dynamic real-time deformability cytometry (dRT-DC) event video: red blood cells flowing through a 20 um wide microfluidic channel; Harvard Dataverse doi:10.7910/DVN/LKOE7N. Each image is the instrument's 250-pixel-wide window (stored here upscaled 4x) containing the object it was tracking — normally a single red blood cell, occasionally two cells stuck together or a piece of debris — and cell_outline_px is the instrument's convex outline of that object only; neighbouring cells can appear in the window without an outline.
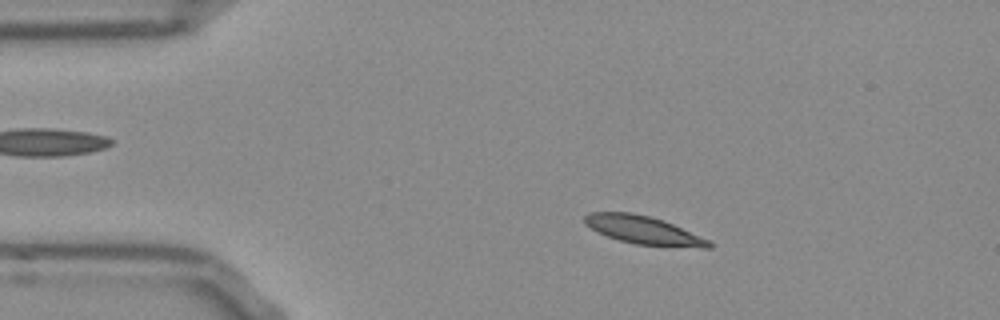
{"species": "Egyptian fruit bat (a non-hibernating species)", "species_latin": "Rousettus aegyptiacus", "temperature_condition": "room temperature", "stored_images_in_passage": 52, "camera_frame_rate_fps": 3000, "um_per_image_px": 0.085, "frame": {"image": 1, "passage_image": 9, "time_ms": 2.667, "image_size_px": [1000, 320], "cell_outline_px": [[716, 244], [712, 248], [704, 248], [636, 244], [620, 240], [596, 232], [584, 224], [584, 216], [588, 212], [632, 212], [664, 220], [712, 240]], "centroid_in_image_um": [54.75, 19.56], "position_along_channel_um": 30.2, "area_um2": 20.69}}
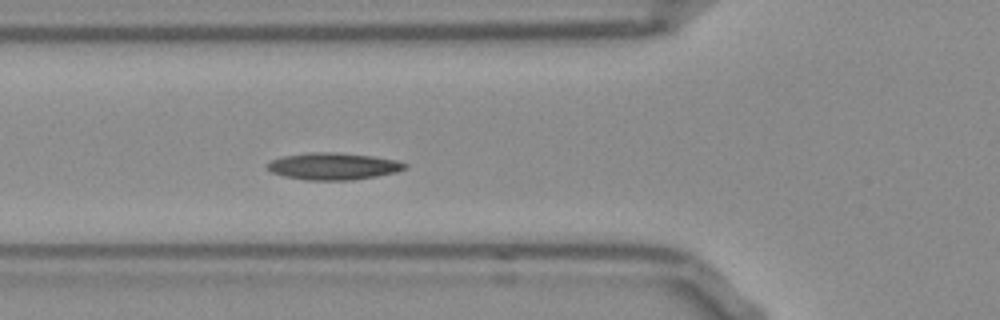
{"frame": {"image": 2, "passage_image": 18, "time_ms": 5.667, "image_size_px": [1000, 320], "cell_outline_px": [[408, 168], [396, 172], [376, 176], [352, 180], [304, 180], [284, 176], [272, 172], [264, 164], [268, 160], [284, 156], [308, 152], [336, 152], [372, 156], [396, 160], [408, 164]], "centroid_in_image_um": [28.3, 14.13], "position_along_channel_um": 97.5, "area_um2": 21.79}}
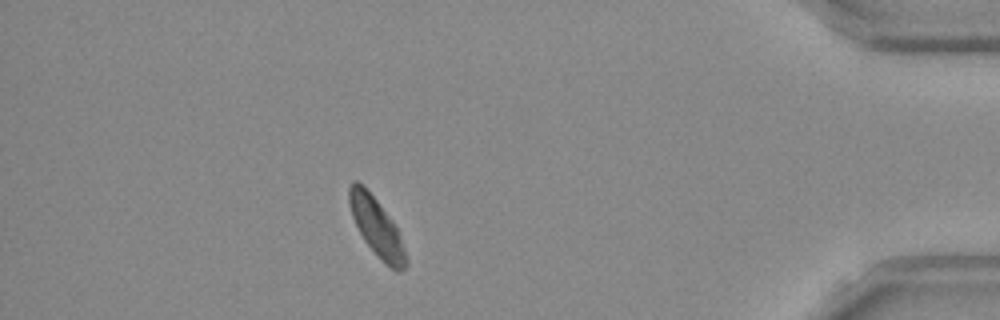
{"frame": {"image": 3, "passage_image": 46, "time_ms": 15.0, "image_size_px": [1000, 320], "cell_outline_px": [[408, 264], [400, 272], [396, 272], [384, 264], [364, 240], [352, 216], [348, 204], [348, 188], [352, 180], [356, 180], [376, 200], [392, 220], [396, 228], [408, 260]], "centroid_in_image_um": [32.0, 19.34], "position_along_channel_um": 403.2, "area_um2": 18.96}}